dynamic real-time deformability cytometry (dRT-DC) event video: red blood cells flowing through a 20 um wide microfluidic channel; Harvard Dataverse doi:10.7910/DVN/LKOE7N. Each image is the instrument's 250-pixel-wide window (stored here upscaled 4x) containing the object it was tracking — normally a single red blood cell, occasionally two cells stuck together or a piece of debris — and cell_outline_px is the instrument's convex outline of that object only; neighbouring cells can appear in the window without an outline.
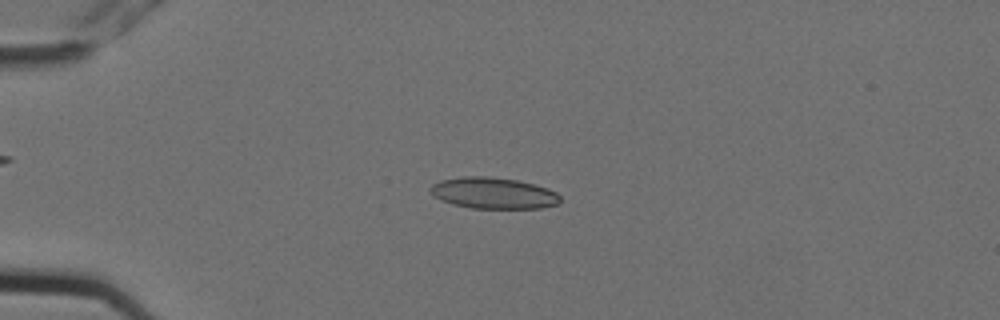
{"species": "Egyptian fruit bat (a non-hibernating species)", "species_latin": "Rousettus aegyptiacus", "temperature_condition": "cold", "stored_images_in_passage": 15, "camera_frame_rate_fps": 3000, "um_per_image_px": 0.085, "animal": {"sex": "female"}, "frame": {"image": 1, "passage_image": 4, "time_ms": 1.0, "image_size_px": [1000, 320], "cell_outline_px": [[560, 204], [540, 208], [472, 208], [452, 204], [440, 200], [432, 196], [428, 188], [432, 184], [440, 180], [464, 176], [488, 176], [516, 180], [548, 188], [556, 192], [560, 196]], "centroid_in_image_um": [41.9, 16.41], "position_along_channel_um": 43.1, "area_um2": 23.81}}
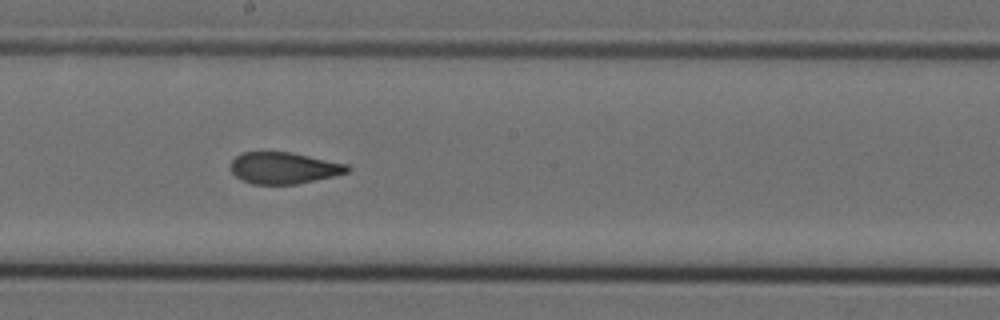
{"frame": {"image": 2, "passage_image": 9, "time_ms": 2.667, "image_size_px": [1000, 320], "cell_outline_px": [[352, 168], [348, 172], [332, 176], [296, 184], [252, 184], [240, 180], [232, 172], [232, 160], [240, 152], [292, 152], [348, 164]], "centroid_in_image_um": [24.13, 14.27], "position_along_channel_um": 224.1, "area_um2": 21.44}}
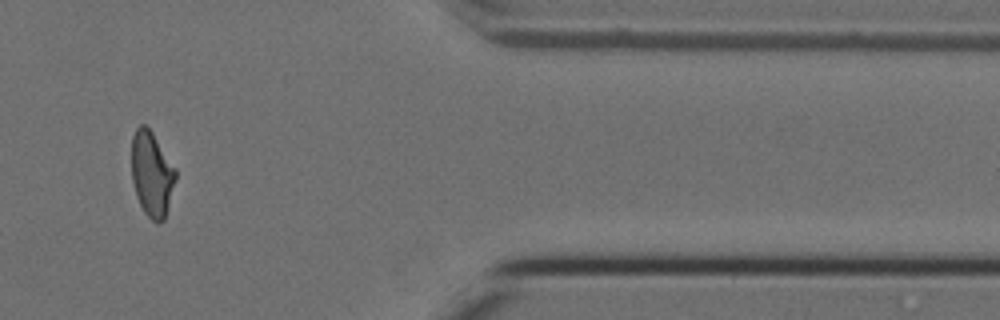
{"frame": {"image": 3, "passage_image": 13, "time_ms": 4.0, "image_size_px": [1000, 320], "cell_outline_px": [[176, 180], [164, 220], [156, 224], [144, 212], [136, 196], [132, 180], [132, 136], [136, 128], [140, 124], [144, 124], [152, 132], [176, 168]], "centroid_in_image_um": [12.91, 14.79], "position_along_channel_um": 398.5, "area_um2": 21.85}}